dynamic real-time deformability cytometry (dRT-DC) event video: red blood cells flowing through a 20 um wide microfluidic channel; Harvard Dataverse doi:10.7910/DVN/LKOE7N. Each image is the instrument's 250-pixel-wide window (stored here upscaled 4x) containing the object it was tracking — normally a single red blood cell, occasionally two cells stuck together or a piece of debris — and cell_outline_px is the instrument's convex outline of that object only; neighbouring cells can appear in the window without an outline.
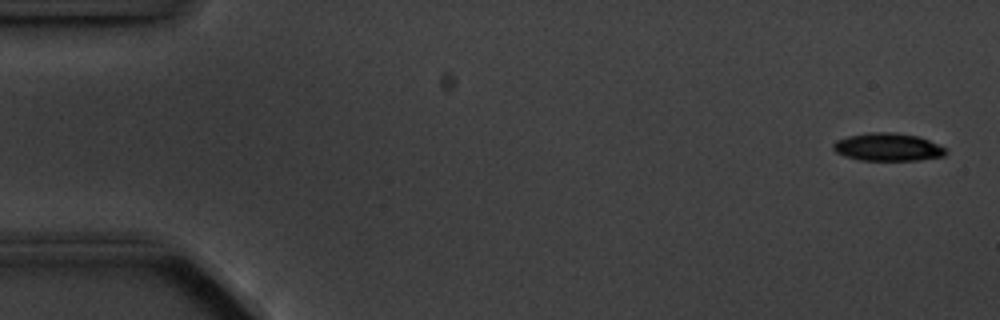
{"species": "common noctule bat (a hibernating species)", "species_latin": "Nyctalus noctula", "temperature_condition": "cold", "stored_images_in_passage": 4, "camera_frame_rate_fps": 3000, "um_per_image_px": 0.085, "animal": {"sex": "male", "body_mass_g": 20.1, "forearm_length_mm": 53.5}, "frame": {"image": 1, "passage_image": 1, "time_ms": 0.0, "image_size_px": [1000, 320], "cell_outline_px": [[948, 152], [944, 156], [920, 160], [860, 160], [844, 156], [836, 152], [832, 148], [832, 144], [836, 140], [848, 136], [868, 132], [892, 132], [916, 136], [928, 140], [948, 148]], "centroid_in_image_um": [75.47, 12.5], "position_along_channel_um": 9.5, "area_um2": 18.38}}